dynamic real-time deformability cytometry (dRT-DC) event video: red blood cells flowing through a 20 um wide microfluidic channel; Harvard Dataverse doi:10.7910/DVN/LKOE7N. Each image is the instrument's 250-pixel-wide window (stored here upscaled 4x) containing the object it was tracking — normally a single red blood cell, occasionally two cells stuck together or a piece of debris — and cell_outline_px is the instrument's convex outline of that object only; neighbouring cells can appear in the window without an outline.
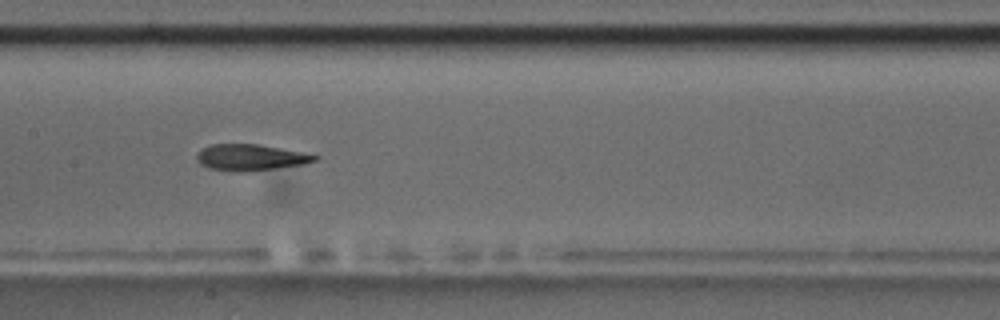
{"species": "common noctule bat (a hibernating species)", "species_latin": "Nyctalus noctula", "temperature_condition": "room temperature", "stored_images_in_passage": 17, "camera_frame_rate_fps": 3000, "um_per_image_px": 0.085, "animal": {"sex": "male", "body_mass_g": 17.5, "forearm_length_mm": 52.3}, "frame": {"image": 1, "passage_image": 8, "time_ms": 8.667, "image_size_px": [1000, 320], "cell_outline_px": [[320, 156], [316, 160], [304, 164], [244, 172], [240, 172], [208, 168], [200, 164], [196, 160], [196, 152], [200, 148], [212, 144], [260, 144], [304, 152]], "centroid_in_image_um": [21.26, 13.37], "position_along_channel_um": 186.1, "area_um2": 18.21}, "authors_computed_cell_mechanics": {"area_um2": 18.785, "velocity_mm_per_s": 3.5486, "shape_relaxation_time_tau1_ms": 9.0846, "shape_relaxation_time_tau2_ms": 3.5508, "deformation_change_tau1": 0.2178, "deformation_change_tau2": 0.0995}}